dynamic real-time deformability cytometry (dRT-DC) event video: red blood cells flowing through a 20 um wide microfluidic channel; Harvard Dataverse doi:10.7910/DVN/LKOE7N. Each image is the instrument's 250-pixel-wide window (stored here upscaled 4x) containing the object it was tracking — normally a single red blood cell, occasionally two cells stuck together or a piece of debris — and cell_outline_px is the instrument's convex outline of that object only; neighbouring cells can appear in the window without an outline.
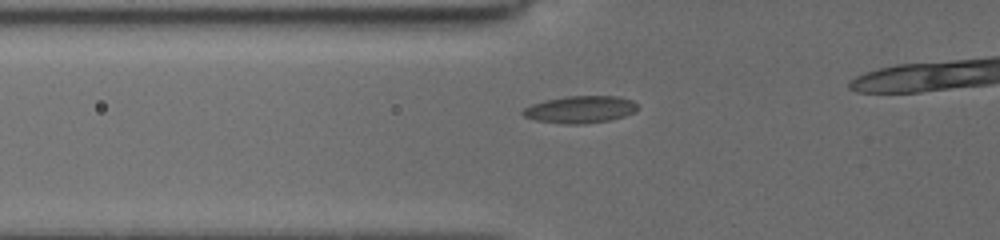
{"species": "common noctule bat (a hibernating species)", "species_latin": "Nyctalus noctula", "temperature_condition": "cold", "stored_images_in_passage": 12, "camera_frame_rate_fps": 3000, "um_per_image_px": 0.085, "animal": {"sex": "female", "body_mass_g": 19.5, "forearm_length_mm": 54.1}, "frame": {"image": 1, "passage_image": 6, "time_ms": 2.0, "image_size_px": [1000, 240], "cell_outline_px": [[636, 112], [624, 116], [608, 120], [584, 124], [564, 124], [536, 120], [524, 116], [520, 112], [524, 108], [532, 104], [548, 100], [568, 96], [620, 96], [632, 100], [636, 104]], "centroid_in_image_um": [49.33, 9.3], "position_along_channel_um": 76.5, "area_um2": 18.03}}
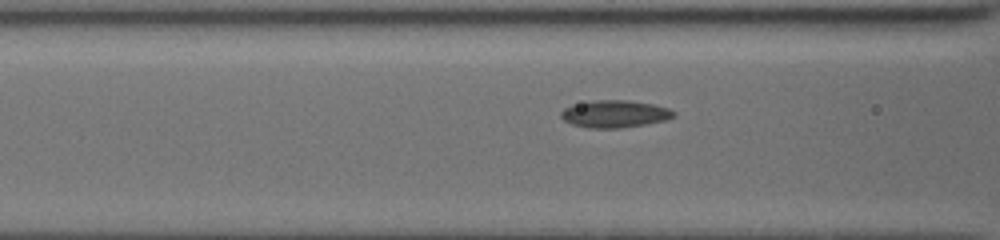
{"frame": {"image": 2, "passage_image": 9, "time_ms": 3.0, "image_size_px": [1000, 240], "cell_outline_px": [[676, 116], [664, 120], [644, 124], [620, 128], [588, 128], [572, 124], [564, 120], [560, 116], [560, 112], [564, 108], [572, 104], [592, 100], [628, 100], [652, 104], [668, 108], [676, 112]], "centroid_in_image_um": [52.22, 9.67], "position_along_channel_um": 114.4, "area_um2": 17.98}}